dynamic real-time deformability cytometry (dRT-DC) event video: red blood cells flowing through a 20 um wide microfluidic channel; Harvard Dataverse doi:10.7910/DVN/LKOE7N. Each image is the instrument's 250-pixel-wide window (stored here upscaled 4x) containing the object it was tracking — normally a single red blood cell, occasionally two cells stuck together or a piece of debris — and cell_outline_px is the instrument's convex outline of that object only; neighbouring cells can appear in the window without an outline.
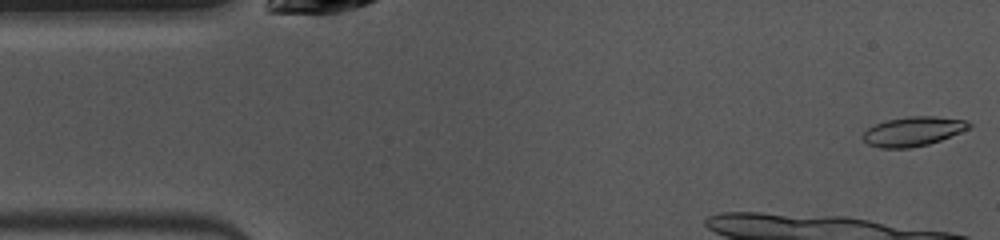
{"species": "common noctule bat (a hibernating species)", "species_latin": "Nyctalus noctula", "temperature_condition": "warm", "stored_images_in_passage": 8, "camera_frame_rate_fps": 3000, "um_per_image_px": 0.085, "animal": {"sex": "female", "body_mass_g": 10.0, "forearm_length_mm": 53.1}, "frame": {"image": 1, "passage_image": 1, "time_ms": 0.0, "image_size_px": [1000, 240], "cell_outline_px": [[972, 128], [940, 140], [928, 144], [908, 148], [880, 148], [868, 144], [860, 136], [868, 128], [876, 124], [888, 120], [908, 116], [936, 116], [968, 120], [972, 124]], "centroid_in_image_um": [77.64, 11.16], "position_along_channel_um": 7.4, "area_um2": 18.26}}